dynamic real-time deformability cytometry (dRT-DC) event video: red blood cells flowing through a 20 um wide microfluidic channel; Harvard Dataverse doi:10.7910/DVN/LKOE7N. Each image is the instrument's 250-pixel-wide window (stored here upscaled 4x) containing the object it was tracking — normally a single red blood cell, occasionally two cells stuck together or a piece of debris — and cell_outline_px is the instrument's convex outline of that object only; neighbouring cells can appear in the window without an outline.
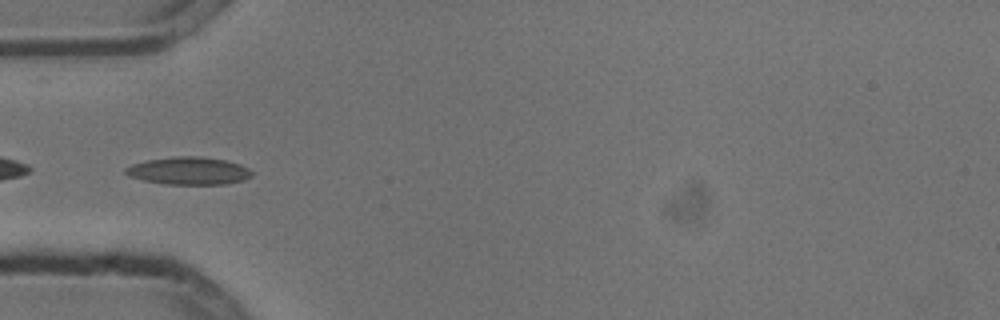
{"species": "common noctule bat (a hibernating species)", "species_latin": "Nyctalus noctula", "temperature_condition": "cold", "stored_images_in_passage": 5, "camera_frame_rate_fps": 3000, "um_per_image_px": 0.085, "animal": {"sex": "male", "body_mass_g": 13.3}, "frame": {"image": 1, "passage_image": 3, "time_ms": 0.667, "image_size_px": [1000, 320], "cell_outline_px": [[252, 176], [244, 180], [224, 184], [164, 184], [144, 180], [128, 176], [124, 172], [124, 168], [132, 164], [148, 160], [172, 156], [196, 156], [224, 160], [240, 164], [248, 168], [252, 172]], "centroid_in_image_um": [16.02, 14.52], "position_along_channel_um": 69.0, "area_um2": 20.29}}
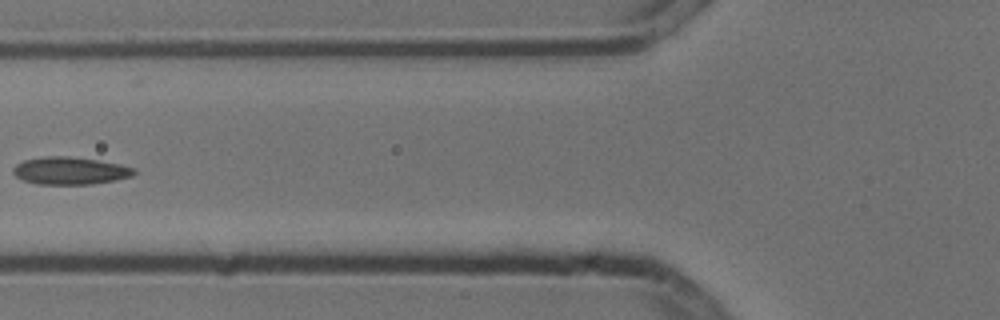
{"frame": {"image": 2, "passage_image": 4, "time_ms": 1.0, "image_size_px": [1000, 320], "cell_outline_px": [[136, 172], [132, 176], [116, 180], [92, 184], [36, 184], [24, 180], [16, 176], [12, 172], [12, 168], [16, 164], [24, 160], [44, 156], [68, 156], [96, 160], [120, 164], [136, 168]], "centroid_in_image_um": [5.96, 14.51], "position_along_channel_um": 119.8, "area_um2": 19.42}}
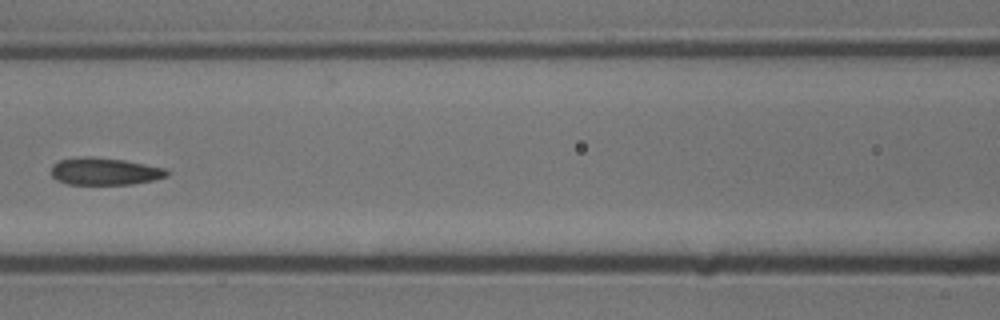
{"frame": {"image": 3, "passage_image": 5, "time_ms": 1.333, "image_size_px": [1000, 320], "cell_outline_px": [[168, 176], [152, 180], [132, 184], [68, 184], [56, 180], [52, 176], [52, 164], [60, 160], [84, 156], [92, 156], [124, 160], [164, 168], [168, 172]], "centroid_in_image_um": [8.87, 14.56], "position_along_channel_um": 157.7, "area_um2": 18.26}}